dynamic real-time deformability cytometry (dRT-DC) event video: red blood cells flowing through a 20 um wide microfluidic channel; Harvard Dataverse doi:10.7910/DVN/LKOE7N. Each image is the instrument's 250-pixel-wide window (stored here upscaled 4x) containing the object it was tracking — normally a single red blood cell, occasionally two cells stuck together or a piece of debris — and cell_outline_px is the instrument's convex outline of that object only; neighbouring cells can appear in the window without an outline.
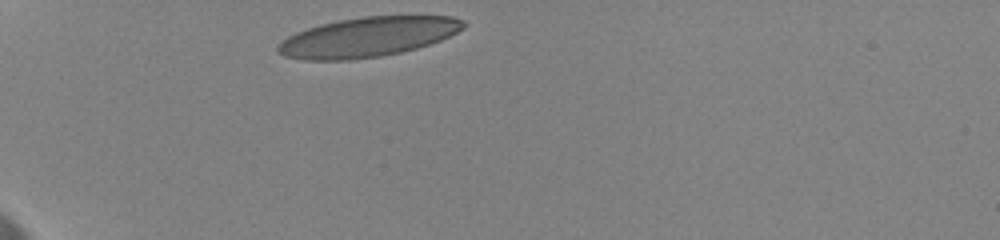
{"species": "human", "species_latin": "Homo sapiens", "temperature_condition": "cold", "stored_images_in_passage": 44, "camera_frame_rate_fps": 3000, "um_per_image_px": 0.085, "donor": {"sex": "female"}, "frame": {"image": 1, "passage_image": 1, "time_ms": 0.0, "image_size_px": [1000, 240], "cell_outline_px": [[468, 24], [464, 28], [440, 40], [416, 48], [400, 52], [380, 56], [348, 60], [304, 60], [284, 56], [276, 52], [276, 48], [288, 36], [296, 32], [320, 24], [340, 20], [364, 16], [452, 16], [464, 20]], "centroid_in_image_um": [31.26, 3.14], "position_along_channel_um": 53.7, "area_um2": 42.71}}
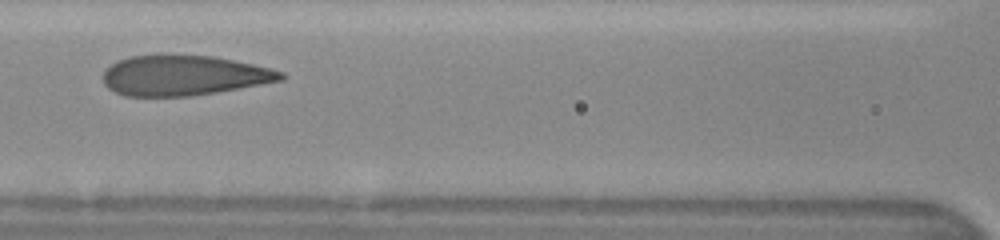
{"frame": {"image": 2, "passage_image": 14, "time_ms": 3.667, "image_size_px": [1000, 240], "cell_outline_px": [[284, 80], [216, 92], [192, 96], [124, 96], [108, 88], [104, 84], [104, 72], [112, 64], [120, 60], [132, 56], [160, 52], [212, 56], [272, 68], [284, 72]], "centroid_in_image_um": [15.61, 6.38], "position_along_channel_um": 151.0, "area_um2": 42.14}}
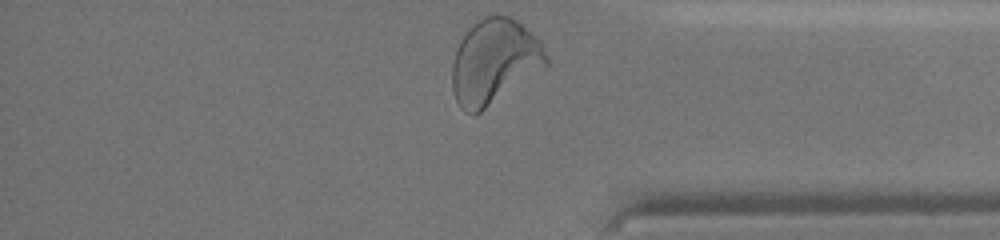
{"frame": {"image": 3, "passage_image": 43, "time_ms": 10.667, "image_size_px": [1000, 240], "cell_outline_px": [[548, 64], [480, 112], [472, 116], [464, 112], [460, 108], [456, 100], [452, 88], [452, 64], [460, 40], [468, 28], [484, 16], [496, 12], [508, 16], [516, 20], [540, 40], [548, 56]], "centroid_in_image_um": [41.99, 5.21], "position_along_channel_um": 393.2, "area_um2": 46.36}, "authors_computed_cell_mechanics": {"area_um2": 42.7142, "velocity_mm_per_s": 3.5405, "shape_relaxation_time_tau1_ms": 5.0577, "shape_relaxation_time_tau2_ms": null, "deformation_change_tau1": 0.1888, "deformation_change_tau2": null}}